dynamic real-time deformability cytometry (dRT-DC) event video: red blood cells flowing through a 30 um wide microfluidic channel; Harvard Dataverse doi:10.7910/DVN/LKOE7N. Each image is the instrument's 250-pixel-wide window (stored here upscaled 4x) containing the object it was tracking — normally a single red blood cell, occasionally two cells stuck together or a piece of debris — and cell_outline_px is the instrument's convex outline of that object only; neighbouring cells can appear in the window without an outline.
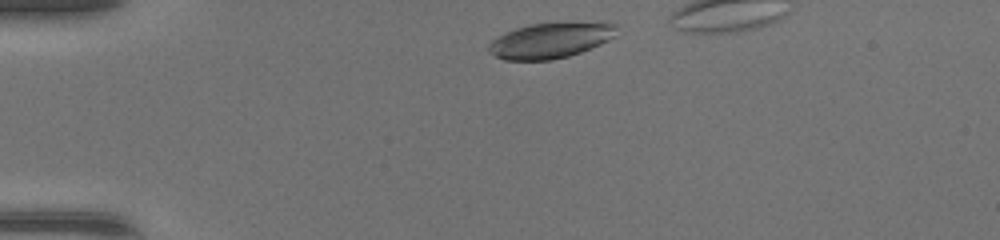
{"species": "common noctule bat (a hibernating species)", "species_latin": "Nyctalus noctula", "temperature_condition": "warm", "stored_images_in_passage": 33, "camera_frame_rate_fps": 3000, "um_per_image_px": 0.085, "animal": {"sex": "female", "body_mass_g": 17.0, "forearm_length_mm": 48.0}, "frame": {"image": 1, "passage_image": 2, "time_ms": 0.333, "image_size_px": [1000, 240], "cell_outline_px": [[616, 36], [592, 48], [568, 56], [552, 60], [504, 60], [488, 52], [488, 44], [492, 40], [516, 28], [528, 24], [556, 20], [608, 20], [616, 24]], "centroid_in_image_um": [46.89, 3.36], "position_along_channel_um": 38.1, "area_um2": 27.69}}
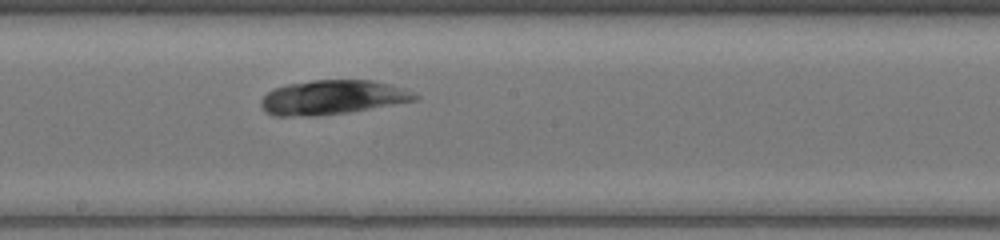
{"frame": {"image": 2, "passage_image": 18, "time_ms": 5.667, "image_size_px": [1000, 240], "cell_outline_px": [[420, 96], [416, 100], [348, 112], [316, 116], [276, 116], [264, 112], [260, 104], [260, 100], [272, 88], [288, 84], [312, 80], [372, 80], [388, 84], [416, 92]], "centroid_in_image_um": [28.22, 8.27], "position_along_channel_um": 220.0, "area_um2": 30.81}}
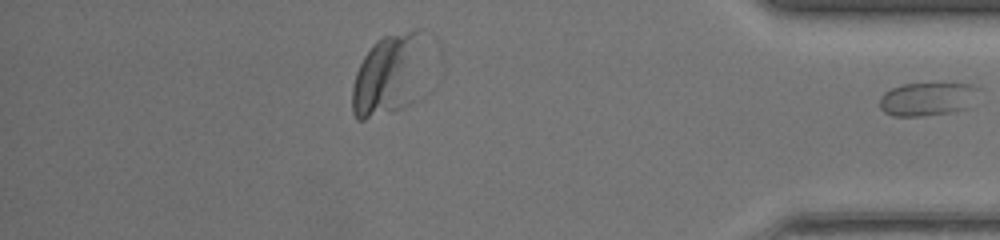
{"frame": {"image": 3, "passage_image": 33, "time_ms": 10.667, "image_size_px": [1000, 240], "cell_outline_px": [[980, 88], [968, 108], [952, 112], [920, 116], [892, 116], [884, 112], [880, 108], [880, 96], [884, 92], [892, 88], [904, 84], [936, 80], [956, 80], [972, 84]], "centroid_in_image_um": [78.88, 8.34], "position_along_channel_um": 356.3, "area_um2": 20.46}}